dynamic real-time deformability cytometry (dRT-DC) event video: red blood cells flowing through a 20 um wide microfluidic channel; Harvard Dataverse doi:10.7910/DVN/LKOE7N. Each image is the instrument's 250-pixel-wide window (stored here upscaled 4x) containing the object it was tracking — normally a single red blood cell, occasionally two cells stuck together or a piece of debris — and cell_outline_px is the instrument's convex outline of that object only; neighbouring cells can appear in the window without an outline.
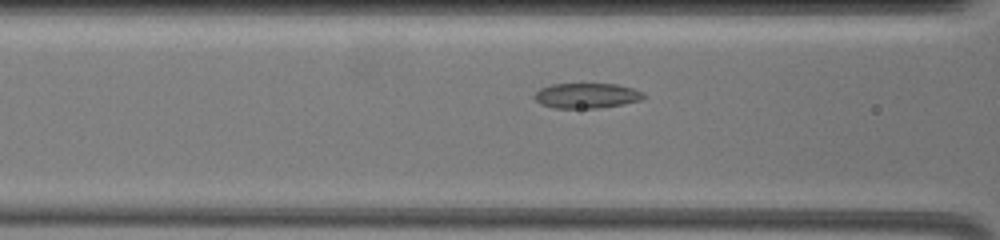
{"species": "common noctule bat (a hibernating species)", "species_latin": "Nyctalus noctula", "temperature_condition": "warm", "stored_images_in_passage": 40, "camera_frame_rate_fps": 3000, "um_per_image_px": 0.085, "animal": {"sex": "female", "body_mass_g": 19.5, "forearm_length_mm": 54.1}, "frame": {"image": 1, "passage_image": 7, "time_ms": 2.0, "image_size_px": [1000, 240], "cell_outline_px": [[648, 96], [640, 100], [624, 104], [596, 108], [552, 108], [540, 104], [532, 96], [540, 88], [552, 84], [616, 84], [632, 88]], "centroid_in_image_um": [49.83, 8.13], "position_along_channel_um": 116.8, "area_um2": 16.01}}
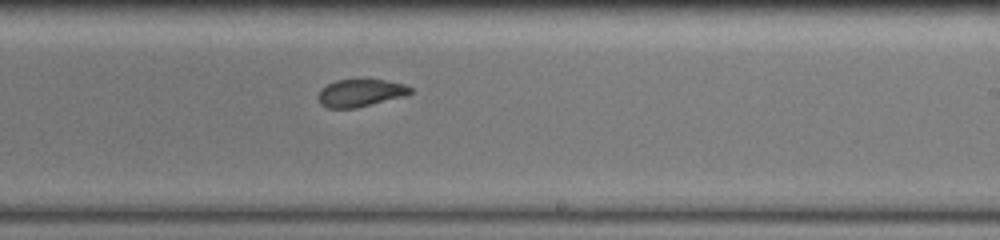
{"frame": {"image": 2, "passage_image": 24, "time_ms": 6.0, "image_size_px": [1000, 240], "cell_outline_px": [[412, 92], [400, 96], [356, 108], [328, 108], [320, 104], [316, 100], [316, 96], [320, 88], [336, 80], [368, 76], [404, 84], [412, 88]], "centroid_in_image_um": [30.55, 7.84], "position_along_channel_um": 258.4, "area_um2": 15.32}}
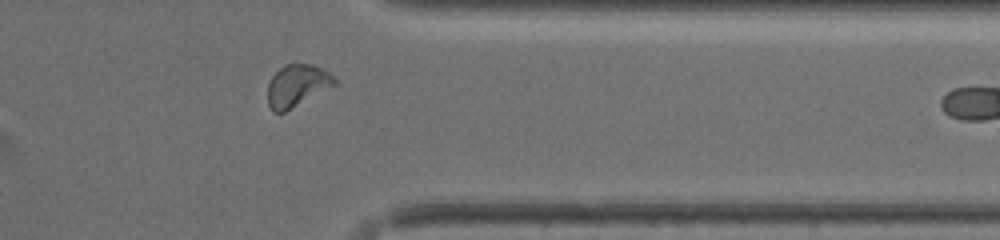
{"frame": {"image": 3, "passage_image": 37, "time_ms": 9.667, "image_size_px": [1000, 240], "cell_outline_px": [[336, 84], [284, 112], [272, 112], [268, 104], [268, 84], [272, 76], [284, 64], [312, 64], [328, 72], [336, 80]], "centroid_in_image_um": [25.21, 7.27], "position_along_channel_um": 386.2, "area_um2": 16.07}, "authors_computed_cell_mechanics": {"area_um2": 15.8083, "velocity_mm_per_s": 3.5463, "shape_relaxation_time_tau1_ms": 4.2819, "shape_relaxation_time_tau2_ms": 1.4652, "deformation_change_tau1": 0.1284, "deformation_change_tau2": 0.0584}}